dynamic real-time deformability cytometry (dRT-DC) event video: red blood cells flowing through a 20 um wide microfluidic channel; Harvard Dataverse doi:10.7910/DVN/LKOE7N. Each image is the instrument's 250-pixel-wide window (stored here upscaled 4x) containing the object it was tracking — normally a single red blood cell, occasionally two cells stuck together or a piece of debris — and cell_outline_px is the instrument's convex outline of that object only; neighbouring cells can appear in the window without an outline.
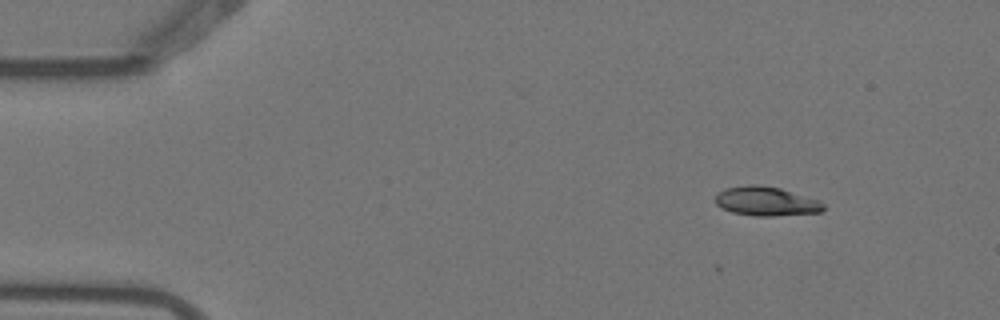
{"species": "Egyptian fruit bat (a non-hibernating species)", "species_latin": "Rousettus aegyptiacus", "temperature_condition": "warm", "stored_images_in_passage": 6, "segment_of_instrument_passage": [2, 2], "camera_frame_rate_fps": 3000, "um_per_image_px": 0.085, "animal": {"sex": "female"}, "frame": {"image": 1, "passage_image": 6, "time_ms": 1.667, "image_size_px": [1000, 320], "cell_outline_px": [[824, 208], [820, 212], [772, 216], [756, 216], [732, 212], [716, 204], [716, 196], [724, 188], [748, 184], [760, 184], [780, 188], [820, 200], [824, 204]], "centroid_in_image_um": [65.13, 17.09], "position_along_channel_um": 19.9, "area_um2": 18.32}}